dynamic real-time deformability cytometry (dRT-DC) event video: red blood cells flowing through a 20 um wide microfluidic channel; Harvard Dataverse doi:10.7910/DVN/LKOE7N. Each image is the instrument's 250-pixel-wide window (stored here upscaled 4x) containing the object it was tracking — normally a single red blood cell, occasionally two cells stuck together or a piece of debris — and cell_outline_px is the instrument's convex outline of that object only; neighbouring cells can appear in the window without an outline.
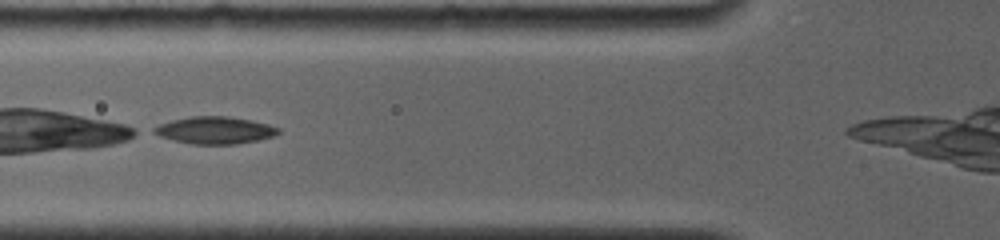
{"species": "common noctule bat (a hibernating species)", "species_latin": "Nyctalus noctula", "temperature_condition": "room temperature", "stored_images_in_passage": 2, "camera_frame_rate_fps": 4000, "um_per_image_px": 0.085, "animal": {"sex": "female", "body_mass_g": 19.0, "forearm_length_mm": 56.7}, "frame": {"image": 1, "passage_image": 2, "time_ms": 1.0, "image_size_px": [1000, 240], "cell_outline_px": [[280, 132], [276, 136], [236, 144], [192, 144], [172, 140], [160, 136], [152, 132], [152, 128], [160, 124], [172, 120], [192, 116], [228, 116], [252, 120], [268, 124], [280, 128]], "centroid_in_image_um": [18.28, 11.07], "position_along_channel_um": 107.5, "area_um2": 19.77}}